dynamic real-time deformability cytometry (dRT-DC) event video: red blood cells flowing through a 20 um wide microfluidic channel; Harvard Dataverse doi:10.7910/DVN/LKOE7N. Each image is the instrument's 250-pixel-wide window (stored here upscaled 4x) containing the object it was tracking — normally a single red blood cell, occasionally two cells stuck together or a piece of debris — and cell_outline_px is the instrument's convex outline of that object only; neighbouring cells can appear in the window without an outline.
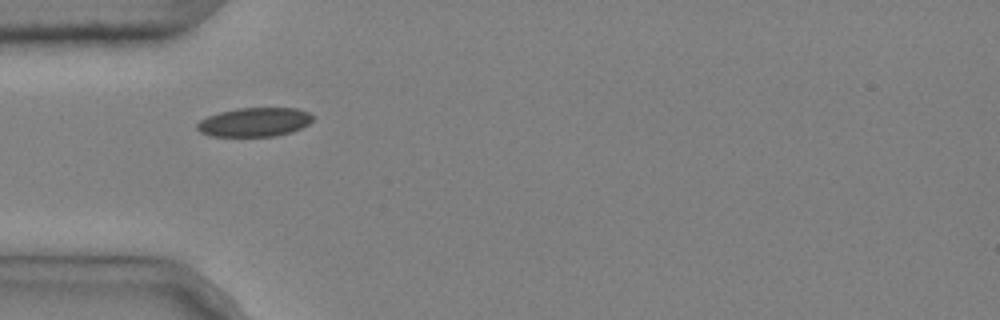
{"species": "common noctule bat (a hibernating species)", "species_latin": "Nyctalus noctula", "temperature_condition": "cold", "stored_images_in_passage": 2, "camera_frame_rate_fps": 3000, "um_per_image_px": 0.085, "animal": {"sex": "male", "body_mass_g": 20.4}, "frame": {"image": 1, "passage_image": 1, "time_ms": 0.0, "image_size_px": [1000, 320], "cell_outline_px": [[316, 116], [308, 124], [292, 132], [276, 136], [212, 136], [200, 132], [196, 128], [196, 124], [200, 120], [208, 116], [220, 112], [236, 108], [296, 108], [308, 112]], "centroid_in_image_um": [21.64, 10.38], "position_along_channel_um": 63.4, "area_um2": 19.59}}